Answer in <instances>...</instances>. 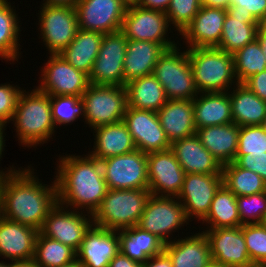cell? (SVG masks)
Here are the masks:
<instances>
[{"label":"cell","mask_w":266,"mask_h":267,"mask_svg":"<svg viewBox=\"0 0 266 267\" xmlns=\"http://www.w3.org/2000/svg\"><path fill=\"white\" fill-rule=\"evenodd\" d=\"M34 169L14 170L5 179L1 216L40 231L50 210L58 202L56 180L42 185ZM46 186V187H45Z\"/></svg>","instance_id":"cell-1"},{"label":"cell","mask_w":266,"mask_h":267,"mask_svg":"<svg viewBox=\"0 0 266 267\" xmlns=\"http://www.w3.org/2000/svg\"><path fill=\"white\" fill-rule=\"evenodd\" d=\"M58 163L55 176L58 203L73 210L85 208L92 215L108 191L101 162L87 154L61 156Z\"/></svg>","instance_id":"cell-2"},{"label":"cell","mask_w":266,"mask_h":267,"mask_svg":"<svg viewBox=\"0 0 266 267\" xmlns=\"http://www.w3.org/2000/svg\"><path fill=\"white\" fill-rule=\"evenodd\" d=\"M11 121L25 147L46 143L55 132L50 96L37 88L31 92L23 90Z\"/></svg>","instance_id":"cell-3"},{"label":"cell","mask_w":266,"mask_h":267,"mask_svg":"<svg viewBox=\"0 0 266 267\" xmlns=\"http://www.w3.org/2000/svg\"><path fill=\"white\" fill-rule=\"evenodd\" d=\"M150 196L149 189H108L92 214L93 225L113 231L137 225Z\"/></svg>","instance_id":"cell-4"},{"label":"cell","mask_w":266,"mask_h":267,"mask_svg":"<svg viewBox=\"0 0 266 267\" xmlns=\"http://www.w3.org/2000/svg\"><path fill=\"white\" fill-rule=\"evenodd\" d=\"M187 53L199 93L228 92L232 83L238 84L233 54L217 47L187 48Z\"/></svg>","instance_id":"cell-5"},{"label":"cell","mask_w":266,"mask_h":267,"mask_svg":"<svg viewBox=\"0 0 266 267\" xmlns=\"http://www.w3.org/2000/svg\"><path fill=\"white\" fill-rule=\"evenodd\" d=\"M167 49L154 66L153 75L163 86L168 100H193L199 92L194 83L187 50Z\"/></svg>","instance_id":"cell-6"},{"label":"cell","mask_w":266,"mask_h":267,"mask_svg":"<svg viewBox=\"0 0 266 267\" xmlns=\"http://www.w3.org/2000/svg\"><path fill=\"white\" fill-rule=\"evenodd\" d=\"M86 124L92 129L123 121L128 106L125 86L89 84L81 96Z\"/></svg>","instance_id":"cell-7"},{"label":"cell","mask_w":266,"mask_h":267,"mask_svg":"<svg viewBox=\"0 0 266 267\" xmlns=\"http://www.w3.org/2000/svg\"><path fill=\"white\" fill-rule=\"evenodd\" d=\"M188 222L182 203L176 197L151 195L137 226L156 235L167 244L172 241L169 235H173L171 233Z\"/></svg>","instance_id":"cell-8"},{"label":"cell","mask_w":266,"mask_h":267,"mask_svg":"<svg viewBox=\"0 0 266 267\" xmlns=\"http://www.w3.org/2000/svg\"><path fill=\"white\" fill-rule=\"evenodd\" d=\"M39 12V29L43 42L50 54H61L79 29L76 8L43 5Z\"/></svg>","instance_id":"cell-9"},{"label":"cell","mask_w":266,"mask_h":267,"mask_svg":"<svg viewBox=\"0 0 266 267\" xmlns=\"http://www.w3.org/2000/svg\"><path fill=\"white\" fill-rule=\"evenodd\" d=\"M100 162L108 189H148L147 154L139 149Z\"/></svg>","instance_id":"cell-10"},{"label":"cell","mask_w":266,"mask_h":267,"mask_svg":"<svg viewBox=\"0 0 266 267\" xmlns=\"http://www.w3.org/2000/svg\"><path fill=\"white\" fill-rule=\"evenodd\" d=\"M126 49L127 38L121 30L104 34L88 76L89 82L94 85L124 86L123 62Z\"/></svg>","instance_id":"cell-11"},{"label":"cell","mask_w":266,"mask_h":267,"mask_svg":"<svg viewBox=\"0 0 266 267\" xmlns=\"http://www.w3.org/2000/svg\"><path fill=\"white\" fill-rule=\"evenodd\" d=\"M38 90L49 96L81 97L89 86V77L68 63L60 54H50L42 68Z\"/></svg>","instance_id":"cell-12"},{"label":"cell","mask_w":266,"mask_h":267,"mask_svg":"<svg viewBox=\"0 0 266 267\" xmlns=\"http://www.w3.org/2000/svg\"><path fill=\"white\" fill-rule=\"evenodd\" d=\"M60 203L50 210L44 220L40 233L48 238L59 241L74 249L76 252L80 248L85 234L93 225L92 216L82 213V211H67ZM90 214V215H89ZM88 216V218L86 217Z\"/></svg>","instance_id":"cell-13"},{"label":"cell","mask_w":266,"mask_h":267,"mask_svg":"<svg viewBox=\"0 0 266 267\" xmlns=\"http://www.w3.org/2000/svg\"><path fill=\"white\" fill-rule=\"evenodd\" d=\"M169 25L165 12L136 6L126 9L121 31L127 40L151 41L171 49L177 44L166 39Z\"/></svg>","instance_id":"cell-14"},{"label":"cell","mask_w":266,"mask_h":267,"mask_svg":"<svg viewBox=\"0 0 266 267\" xmlns=\"http://www.w3.org/2000/svg\"><path fill=\"white\" fill-rule=\"evenodd\" d=\"M136 149L143 153L168 150L171 147L157 112L128 107L123 116Z\"/></svg>","instance_id":"cell-15"},{"label":"cell","mask_w":266,"mask_h":267,"mask_svg":"<svg viewBox=\"0 0 266 267\" xmlns=\"http://www.w3.org/2000/svg\"><path fill=\"white\" fill-rule=\"evenodd\" d=\"M79 29L102 34L120 31L126 13L121 0H78Z\"/></svg>","instance_id":"cell-16"},{"label":"cell","mask_w":266,"mask_h":267,"mask_svg":"<svg viewBox=\"0 0 266 267\" xmlns=\"http://www.w3.org/2000/svg\"><path fill=\"white\" fill-rule=\"evenodd\" d=\"M222 185V174H185L182 188L176 198L182 201L186 218L190 220L191 217H196L202 220Z\"/></svg>","instance_id":"cell-17"},{"label":"cell","mask_w":266,"mask_h":267,"mask_svg":"<svg viewBox=\"0 0 266 267\" xmlns=\"http://www.w3.org/2000/svg\"><path fill=\"white\" fill-rule=\"evenodd\" d=\"M147 171L151 195L178 196L186 173L171 149L148 153Z\"/></svg>","instance_id":"cell-18"},{"label":"cell","mask_w":266,"mask_h":267,"mask_svg":"<svg viewBox=\"0 0 266 267\" xmlns=\"http://www.w3.org/2000/svg\"><path fill=\"white\" fill-rule=\"evenodd\" d=\"M212 260L229 267H255L249 257L242 226L208 229Z\"/></svg>","instance_id":"cell-19"},{"label":"cell","mask_w":266,"mask_h":267,"mask_svg":"<svg viewBox=\"0 0 266 267\" xmlns=\"http://www.w3.org/2000/svg\"><path fill=\"white\" fill-rule=\"evenodd\" d=\"M119 251L118 231L92 225L76 253L83 267H109Z\"/></svg>","instance_id":"cell-20"},{"label":"cell","mask_w":266,"mask_h":267,"mask_svg":"<svg viewBox=\"0 0 266 267\" xmlns=\"http://www.w3.org/2000/svg\"><path fill=\"white\" fill-rule=\"evenodd\" d=\"M226 10L202 6L192 22L180 34L188 48L218 47L223 31Z\"/></svg>","instance_id":"cell-21"},{"label":"cell","mask_w":266,"mask_h":267,"mask_svg":"<svg viewBox=\"0 0 266 267\" xmlns=\"http://www.w3.org/2000/svg\"><path fill=\"white\" fill-rule=\"evenodd\" d=\"M38 232L0 215V256L11 261L33 259Z\"/></svg>","instance_id":"cell-22"},{"label":"cell","mask_w":266,"mask_h":267,"mask_svg":"<svg viewBox=\"0 0 266 267\" xmlns=\"http://www.w3.org/2000/svg\"><path fill=\"white\" fill-rule=\"evenodd\" d=\"M170 149L186 174H222V165L196 134L173 142Z\"/></svg>","instance_id":"cell-23"},{"label":"cell","mask_w":266,"mask_h":267,"mask_svg":"<svg viewBox=\"0 0 266 267\" xmlns=\"http://www.w3.org/2000/svg\"><path fill=\"white\" fill-rule=\"evenodd\" d=\"M224 20L221 40L217 48L234 54L257 36L259 22L244 10H235L230 6Z\"/></svg>","instance_id":"cell-24"},{"label":"cell","mask_w":266,"mask_h":267,"mask_svg":"<svg viewBox=\"0 0 266 267\" xmlns=\"http://www.w3.org/2000/svg\"><path fill=\"white\" fill-rule=\"evenodd\" d=\"M157 114L170 144L196 134L193 100H168Z\"/></svg>","instance_id":"cell-25"},{"label":"cell","mask_w":266,"mask_h":267,"mask_svg":"<svg viewBox=\"0 0 266 267\" xmlns=\"http://www.w3.org/2000/svg\"><path fill=\"white\" fill-rule=\"evenodd\" d=\"M166 50L155 42L127 40L123 62L124 86L131 80L153 74L155 64Z\"/></svg>","instance_id":"cell-26"},{"label":"cell","mask_w":266,"mask_h":267,"mask_svg":"<svg viewBox=\"0 0 266 267\" xmlns=\"http://www.w3.org/2000/svg\"><path fill=\"white\" fill-rule=\"evenodd\" d=\"M164 251L173 267H207L212 261L210 244L203 231L185 239H173L165 244Z\"/></svg>","instance_id":"cell-27"},{"label":"cell","mask_w":266,"mask_h":267,"mask_svg":"<svg viewBox=\"0 0 266 267\" xmlns=\"http://www.w3.org/2000/svg\"><path fill=\"white\" fill-rule=\"evenodd\" d=\"M201 144L221 165L234 162L238 149L239 126L235 123L196 129Z\"/></svg>","instance_id":"cell-28"},{"label":"cell","mask_w":266,"mask_h":267,"mask_svg":"<svg viewBox=\"0 0 266 267\" xmlns=\"http://www.w3.org/2000/svg\"><path fill=\"white\" fill-rule=\"evenodd\" d=\"M198 95L193 99L196 129L233 123L229 92L199 93Z\"/></svg>","instance_id":"cell-29"},{"label":"cell","mask_w":266,"mask_h":267,"mask_svg":"<svg viewBox=\"0 0 266 267\" xmlns=\"http://www.w3.org/2000/svg\"><path fill=\"white\" fill-rule=\"evenodd\" d=\"M94 150L89 154L99 161L123 155L136 149L131 134L123 121L94 129Z\"/></svg>","instance_id":"cell-30"},{"label":"cell","mask_w":266,"mask_h":267,"mask_svg":"<svg viewBox=\"0 0 266 267\" xmlns=\"http://www.w3.org/2000/svg\"><path fill=\"white\" fill-rule=\"evenodd\" d=\"M118 237L120 252L141 264L164 251L160 238L137 225L118 231Z\"/></svg>","instance_id":"cell-31"},{"label":"cell","mask_w":266,"mask_h":267,"mask_svg":"<svg viewBox=\"0 0 266 267\" xmlns=\"http://www.w3.org/2000/svg\"><path fill=\"white\" fill-rule=\"evenodd\" d=\"M229 93L233 123L240 126L262 125L266 115V101L261 100L244 84L238 83ZM235 89V90H234Z\"/></svg>","instance_id":"cell-32"},{"label":"cell","mask_w":266,"mask_h":267,"mask_svg":"<svg viewBox=\"0 0 266 267\" xmlns=\"http://www.w3.org/2000/svg\"><path fill=\"white\" fill-rule=\"evenodd\" d=\"M103 35L78 29L75 38L60 55L77 70L89 76L99 53Z\"/></svg>","instance_id":"cell-33"},{"label":"cell","mask_w":266,"mask_h":267,"mask_svg":"<svg viewBox=\"0 0 266 267\" xmlns=\"http://www.w3.org/2000/svg\"><path fill=\"white\" fill-rule=\"evenodd\" d=\"M125 87L128 107L157 112L168 101L163 86L153 74L131 80Z\"/></svg>","instance_id":"cell-34"},{"label":"cell","mask_w":266,"mask_h":267,"mask_svg":"<svg viewBox=\"0 0 266 267\" xmlns=\"http://www.w3.org/2000/svg\"><path fill=\"white\" fill-rule=\"evenodd\" d=\"M202 223H208L209 229L233 228L240 226L237 196L224 184L218 189Z\"/></svg>","instance_id":"cell-35"},{"label":"cell","mask_w":266,"mask_h":267,"mask_svg":"<svg viewBox=\"0 0 266 267\" xmlns=\"http://www.w3.org/2000/svg\"><path fill=\"white\" fill-rule=\"evenodd\" d=\"M16 15L8 0H0V58L13 63L20 56L18 35L21 30Z\"/></svg>","instance_id":"cell-36"},{"label":"cell","mask_w":266,"mask_h":267,"mask_svg":"<svg viewBox=\"0 0 266 267\" xmlns=\"http://www.w3.org/2000/svg\"><path fill=\"white\" fill-rule=\"evenodd\" d=\"M223 184L236 196H249L266 191V181L235 162L222 165Z\"/></svg>","instance_id":"cell-37"},{"label":"cell","mask_w":266,"mask_h":267,"mask_svg":"<svg viewBox=\"0 0 266 267\" xmlns=\"http://www.w3.org/2000/svg\"><path fill=\"white\" fill-rule=\"evenodd\" d=\"M76 259L74 249L38 232L33 258L37 267H60Z\"/></svg>","instance_id":"cell-38"},{"label":"cell","mask_w":266,"mask_h":267,"mask_svg":"<svg viewBox=\"0 0 266 267\" xmlns=\"http://www.w3.org/2000/svg\"><path fill=\"white\" fill-rule=\"evenodd\" d=\"M233 57L238 83H243L250 76L266 70L265 55L257 39L237 50Z\"/></svg>","instance_id":"cell-39"},{"label":"cell","mask_w":266,"mask_h":267,"mask_svg":"<svg viewBox=\"0 0 266 267\" xmlns=\"http://www.w3.org/2000/svg\"><path fill=\"white\" fill-rule=\"evenodd\" d=\"M52 119L55 125L70 124L85 117L84 103L78 96H50Z\"/></svg>","instance_id":"cell-40"},{"label":"cell","mask_w":266,"mask_h":267,"mask_svg":"<svg viewBox=\"0 0 266 267\" xmlns=\"http://www.w3.org/2000/svg\"><path fill=\"white\" fill-rule=\"evenodd\" d=\"M242 232L252 264L266 267V228L260 223L243 224Z\"/></svg>","instance_id":"cell-41"},{"label":"cell","mask_w":266,"mask_h":267,"mask_svg":"<svg viewBox=\"0 0 266 267\" xmlns=\"http://www.w3.org/2000/svg\"><path fill=\"white\" fill-rule=\"evenodd\" d=\"M202 7L201 0H171L166 11L170 24L181 34Z\"/></svg>","instance_id":"cell-42"},{"label":"cell","mask_w":266,"mask_h":267,"mask_svg":"<svg viewBox=\"0 0 266 267\" xmlns=\"http://www.w3.org/2000/svg\"><path fill=\"white\" fill-rule=\"evenodd\" d=\"M237 204L240 226L260 223L266 212V191L249 196H237Z\"/></svg>","instance_id":"cell-43"},{"label":"cell","mask_w":266,"mask_h":267,"mask_svg":"<svg viewBox=\"0 0 266 267\" xmlns=\"http://www.w3.org/2000/svg\"><path fill=\"white\" fill-rule=\"evenodd\" d=\"M266 152V131L261 125L240 126L236 155Z\"/></svg>","instance_id":"cell-44"},{"label":"cell","mask_w":266,"mask_h":267,"mask_svg":"<svg viewBox=\"0 0 266 267\" xmlns=\"http://www.w3.org/2000/svg\"><path fill=\"white\" fill-rule=\"evenodd\" d=\"M22 91L17 85H0V123L6 124L12 120Z\"/></svg>","instance_id":"cell-45"},{"label":"cell","mask_w":266,"mask_h":267,"mask_svg":"<svg viewBox=\"0 0 266 267\" xmlns=\"http://www.w3.org/2000/svg\"><path fill=\"white\" fill-rule=\"evenodd\" d=\"M234 162L239 167L253 171L266 181V152L235 155Z\"/></svg>","instance_id":"cell-46"},{"label":"cell","mask_w":266,"mask_h":267,"mask_svg":"<svg viewBox=\"0 0 266 267\" xmlns=\"http://www.w3.org/2000/svg\"><path fill=\"white\" fill-rule=\"evenodd\" d=\"M230 6L249 12L259 23L266 22V0H230Z\"/></svg>","instance_id":"cell-47"},{"label":"cell","mask_w":266,"mask_h":267,"mask_svg":"<svg viewBox=\"0 0 266 267\" xmlns=\"http://www.w3.org/2000/svg\"><path fill=\"white\" fill-rule=\"evenodd\" d=\"M242 84L261 100L266 101V70L250 76Z\"/></svg>","instance_id":"cell-48"},{"label":"cell","mask_w":266,"mask_h":267,"mask_svg":"<svg viewBox=\"0 0 266 267\" xmlns=\"http://www.w3.org/2000/svg\"><path fill=\"white\" fill-rule=\"evenodd\" d=\"M142 267H173V264L169 255L163 251L160 254L149 258L142 264Z\"/></svg>","instance_id":"cell-49"},{"label":"cell","mask_w":266,"mask_h":267,"mask_svg":"<svg viewBox=\"0 0 266 267\" xmlns=\"http://www.w3.org/2000/svg\"><path fill=\"white\" fill-rule=\"evenodd\" d=\"M109 267H142V264L131 260L119 251L110 261Z\"/></svg>","instance_id":"cell-50"},{"label":"cell","mask_w":266,"mask_h":267,"mask_svg":"<svg viewBox=\"0 0 266 267\" xmlns=\"http://www.w3.org/2000/svg\"><path fill=\"white\" fill-rule=\"evenodd\" d=\"M170 3L171 0H142L140 7L166 13Z\"/></svg>","instance_id":"cell-51"},{"label":"cell","mask_w":266,"mask_h":267,"mask_svg":"<svg viewBox=\"0 0 266 267\" xmlns=\"http://www.w3.org/2000/svg\"><path fill=\"white\" fill-rule=\"evenodd\" d=\"M256 39L261 46L262 53L265 55L266 60V22L259 24Z\"/></svg>","instance_id":"cell-52"},{"label":"cell","mask_w":266,"mask_h":267,"mask_svg":"<svg viewBox=\"0 0 266 267\" xmlns=\"http://www.w3.org/2000/svg\"><path fill=\"white\" fill-rule=\"evenodd\" d=\"M201 5L209 8L227 10L230 7V0H201Z\"/></svg>","instance_id":"cell-53"},{"label":"cell","mask_w":266,"mask_h":267,"mask_svg":"<svg viewBox=\"0 0 266 267\" xmlns=\"http://www.w3.org/2000/svg\"><path fill=\"white\" fill-rule=\"evenodd\" d=\"M43 2V5L75 7L78 0H43Z\"/></svg>","instance_id":"cell-54"},{"label":"cell","mask_w":266,"mask_h":267,"mask_svg":"<svg viewBox=\"0 0 266 267\" xmlns=\"http://www.w3.org/2000/svg\"><path fill=\"white\" fill-rule=\"evenodd\" d=\"M11 263V264H10ZM8 263V267H37L33 259L30 260H18Z\"/></svg>","instance_id":"cell-55"},{"label":"cell","mask_w":266,"mask_h":267,"mask_svg":"<svg viewBox=\"0 0 266 267\" xmlns=\"http://www.w3.org/2000/svg\"><path fill=\"white\" fill-rule=\"evenodd\" d=\"M4 128H6L5 126H0V159H1V157H2V152H3V148H4ZM12 168H14L13 166L12 167H10V169L8 168V170L6 171V172H3V170L1 171L0 170V173H6V174H9V173H11V172H13L14 170H16V169H12Z\"/></svg>","instance_id":"cell-56"},{"label":"cell","mask_w":266,"mask_h":267,"mask_svg":"<svg viewBox=\"0 0 266 267\" xmlns=\"http://www.w3.org/2000/svg\"><path fill=\"white\" fill-rule=\"evenodd\" d=\"M121 2L126 8H130L140 6L142 0H121Z\"/></svg>","instance_id":"cell-57"},{"label":"cell","mask_w":266,"mask_h":267,"mask_svg":"<svg viewBox=\"0 0 266 267\" xmlns=\"http://www.w3.org/2000/svg\"><path fill=\"white\" fill-rule=\"evenodd\" d=\"M8 174L0 173V215H1V208H2V192H3V185L5 183V179Z\"/></svg>","instance_id":"cell-58"},{"label":"cell","mask_w":266,"mask_h":267,"mask_svg":"<svg viewBox=\"0 0 266 267\" xmlns=\"http://www.w3.org/2000/svg\"><path fill=\"white\" fill-rule=\"evenodd\" d=\"M60 267H83L82 264L76 259L72 261L71 263H68L66 265L60 266Z\"/></svg>","instance_id":"cell-59"},{"label":"cell","mask_w":266,"mask_h":267,"mask_svg":"<svg viewBox=\"0 0 266 267\" xmlns=\"http://www.w3.org/2000/svg\"><path fill=\"white\" fill-rule=\"evenodd\" d=\"M207 267H229V266H226L225 264H221V263H217L215 261H211Z\"/></svg>","instance_id":"cell-60"},{"label":"cell","mask_w":266,"mask_h":267,"mask_svg":"<svg viewBox=\"0 0 266 267\" xmlns=\"http://www.w3.org/2000/svg\"><path fill=\"white\" fill-rule=\"evenodd\" d=\"M260 224H261L264 228H266V212H265V214H264V216H263V219H262V221L260 222Z\"/></svg>","instance_id":"cell-61"},{"label":"cell","mask_w":266,"mask_h":267,"mask_svg":"<svg viewBox=\"0 0 266 267\" xmlns=\"http://www.w3.org/2000/svg\"><path fill=\"white\" fill-rule=\"evenodd\" d=\"M263 127V129L266 131V115L264 117L263 123L261 125Z\"/></svg>","instance_id":"cell-62"},{"label":"cell","mask_w":266,"mask_h":267,"mask_svg":"<svg viewBox=\"0 0 266 267\" xmlns=\"http://www.w3.org/2000/svg\"><path fill=\"white\" fill-rule=\"evenodd\" d=\"M0 267H8V263L6 264V262H0Z\"/></svg>","instance_id":"cell-63"}]
</instances>
